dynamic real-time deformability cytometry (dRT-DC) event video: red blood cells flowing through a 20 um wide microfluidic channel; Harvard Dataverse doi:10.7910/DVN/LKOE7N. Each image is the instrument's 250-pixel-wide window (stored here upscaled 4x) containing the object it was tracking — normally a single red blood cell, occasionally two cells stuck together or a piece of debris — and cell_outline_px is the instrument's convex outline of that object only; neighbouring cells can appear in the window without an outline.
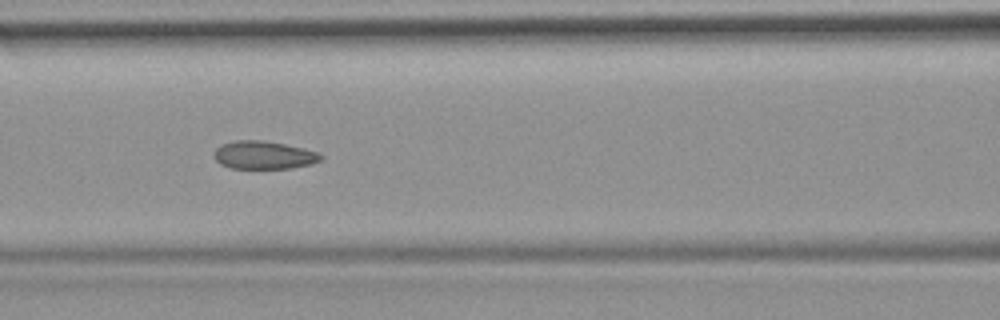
{"species": "common noctule bat (a hibernating species)", "species_latin": "Nyctalus noctula", "temperature_condition": "room temperature", "stored_images_in_passage": 7, "camera_frame_rate_fps": 3000, "um_per_image_px": 0.085, "animal": {"sex": "female", "body_mass_g": 19.9}, "frame": {"image": 1, "passage_image": 6, "time_ms": 1.667, "image_size_px": [1000, 320], "cell_outline_px": [[324, 156], [320, 160], [312, 164], [292, 168], [232, 168], [220, 164], [212, 156], [212, 152], [220, 144], [236, 140], [260, 140], [284, 144], [316, 152]], "centroid_in_image_um": [22.36, 13.18], "position_along_channel_um": 144.2, "area_um2": 17.4}}
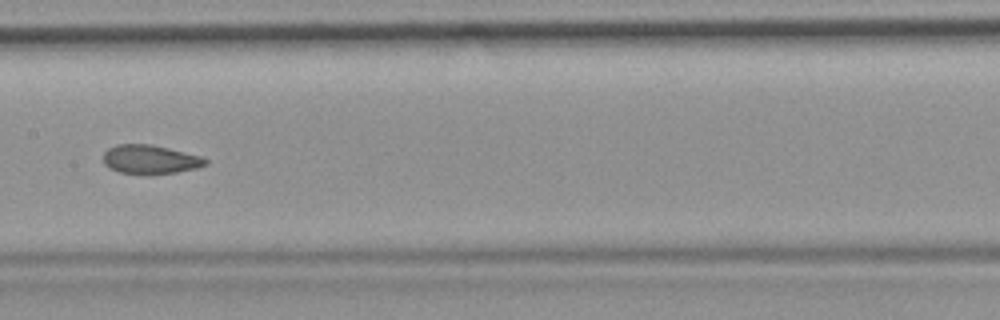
{"frame": {"image": 2, "passage_image": 7, "time_ms": 2.0, "image_size_px": [1000, 320], "cell_outline_px": [[208, 164], [196, 168], [176, 172], [148, 176], [120, 172], [108, 168], [104, 164], [104, 152], [108, 148], [116, 144], [152, 144], [200, 156], [208, 160]], "centroid_in_image_um": [12.74, 13.57], "position_along_channel_um": 194.7, "area_um2": 17.51}}